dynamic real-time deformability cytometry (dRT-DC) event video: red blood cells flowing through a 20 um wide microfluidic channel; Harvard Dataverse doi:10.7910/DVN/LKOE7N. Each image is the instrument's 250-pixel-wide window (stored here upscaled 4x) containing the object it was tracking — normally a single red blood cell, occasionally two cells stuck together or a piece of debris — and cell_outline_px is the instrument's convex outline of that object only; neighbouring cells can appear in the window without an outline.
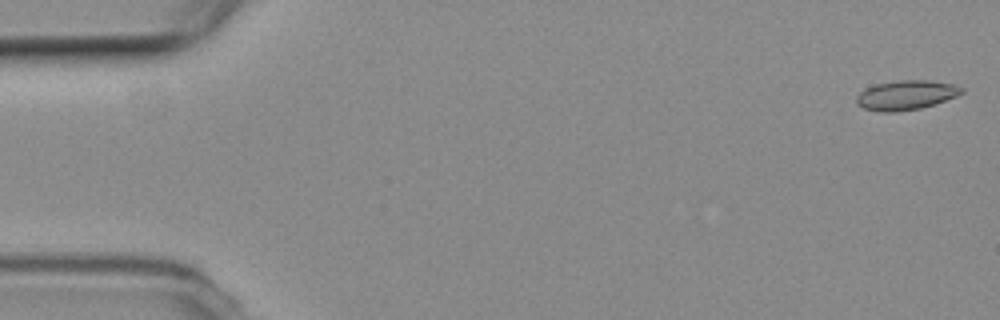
{"species": "common noctule bat (a hibernating species)", "species_latin": "Nyctalus noctula", "temperature_condition": "room temperature", "stored_images_in_passage": 5, "camera_frame_rate_fps": 3000, "um_per_image_px": 0.085, "animal": {"sex": "female", "body_mass_g": 19.3, "forearm_length_mm": 54.1}, "frame": {"image": 1, "passage_image": 1, "time_ms": 0.0, "image_size_px": [1000, 320], "cell_outline_px": [[964, 92], [956, 96], [920, 108], [892, 112], [880, 112], [864, 108], [856, 104], [856, 96], [864, 88], [876, 84], [900, 80], [932, 80], [952, 84], [964, 88]], "centroid_in_image_um": [76.98, 8.07], "position_along_channel_um": 8.0, "area_um2": 17.98}}
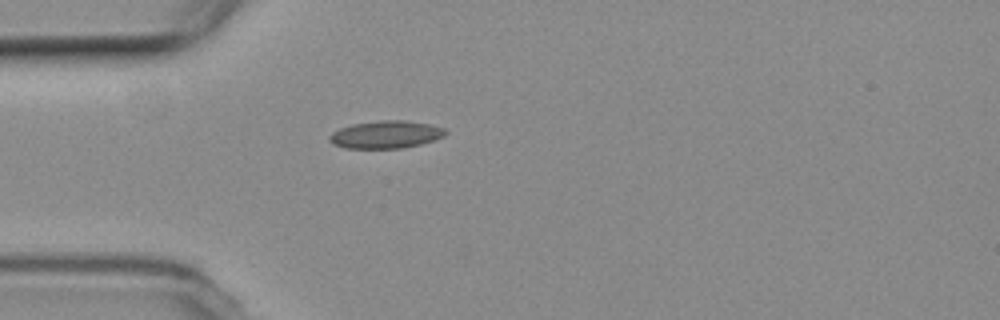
{"frame": {"image": 2, "passage_image": 5, "time_ms": 5.0, "image_size_px": [1000, 320], "cell_outline_px": [[448, 132], [444, 136], [420, 144], [404, 148], [348, 148], [332, 144], [328, 140], [328, 136], [332, 132], [340, 128], [352, 124], [380, 120], [404, 120], [428, 124], [444, 128]], "centroid_in_image_um": [32.77, 11.43], "position_along_channel_um": 52.2, "area_um2": 18.61}}